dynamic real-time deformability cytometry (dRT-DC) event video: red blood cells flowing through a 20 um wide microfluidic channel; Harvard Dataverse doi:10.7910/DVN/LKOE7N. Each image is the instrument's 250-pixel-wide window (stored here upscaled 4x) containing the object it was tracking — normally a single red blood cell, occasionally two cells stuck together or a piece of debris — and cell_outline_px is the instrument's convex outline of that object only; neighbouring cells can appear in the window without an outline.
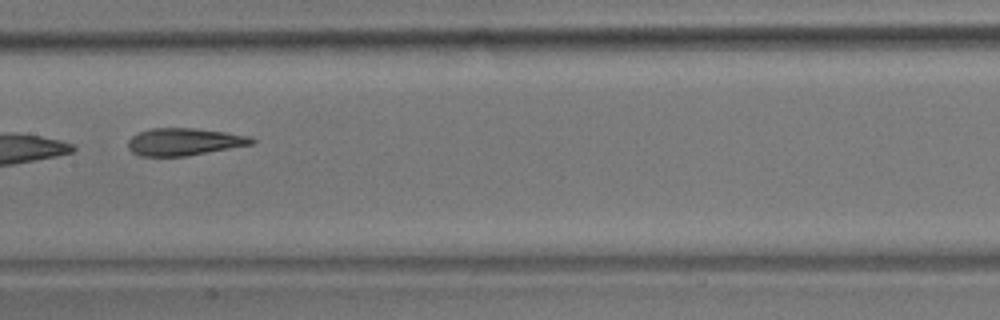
{"species": "common noctule bat (a hibernating species)", "species_latin": "Nyctalus noctula", "temperature_condition": "room temperature", "stored_images_in_passage": 9, "camera_frame_rate_fps": 3000, "um_per_image_px": 0.085, "animal": {"sex": "male", "body_mass_g": 17.9}, "frame": {"image": 1, "passage_image": 7, "time_ms": 2.0, "image_size_px": [1000, 320], "cell_outline_px": [[256, 140], [252, 144], [188, 156], [140, 156], [132, 152], [128, 148], [128, 140], [132, 136], [140, 132], [152, 128], [196, 128], [228, 132], [252, 136]], "centroid_in_image_um": [15.68, 12.05], "position_along_channel_um": 191.7, "area_um2": 19.83}}